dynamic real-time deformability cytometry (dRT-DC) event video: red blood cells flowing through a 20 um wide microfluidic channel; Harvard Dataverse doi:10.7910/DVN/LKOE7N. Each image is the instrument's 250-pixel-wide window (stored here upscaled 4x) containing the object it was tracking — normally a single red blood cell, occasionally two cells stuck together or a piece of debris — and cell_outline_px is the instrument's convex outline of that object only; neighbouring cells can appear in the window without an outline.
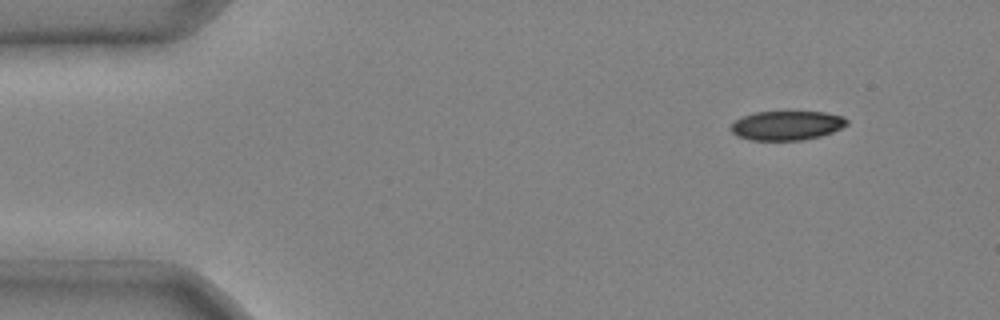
{"species": "common noctule bat (a hibernating species)", "species_latin": "Nyctalus noctula", "temperature_condition": "cold", "stored_images_in_passage": 3, "camera_frame_rate_fps": 3000, "um_per_image_px": 0.085, "animal": {"sex": "male", "body_mass_g": 20.4}, "frame": {"image": 1, "passage_image": 1, "time_ms": 0.0, "image_size_px": [1000, 320], "cell_outline_px": [[848, 124], [832, 132], [820, 136], [804, 140], [752, 140], [736, 136], [732, 132], [732, 124], [736, 120], [744, 116], [756, 112], [824, 112], [844, 116], [848, 120]], "centroid_in_image_um": [66.9, 10.67], "position_along_channel_um": 18.1, "area_um2": 19.65}}